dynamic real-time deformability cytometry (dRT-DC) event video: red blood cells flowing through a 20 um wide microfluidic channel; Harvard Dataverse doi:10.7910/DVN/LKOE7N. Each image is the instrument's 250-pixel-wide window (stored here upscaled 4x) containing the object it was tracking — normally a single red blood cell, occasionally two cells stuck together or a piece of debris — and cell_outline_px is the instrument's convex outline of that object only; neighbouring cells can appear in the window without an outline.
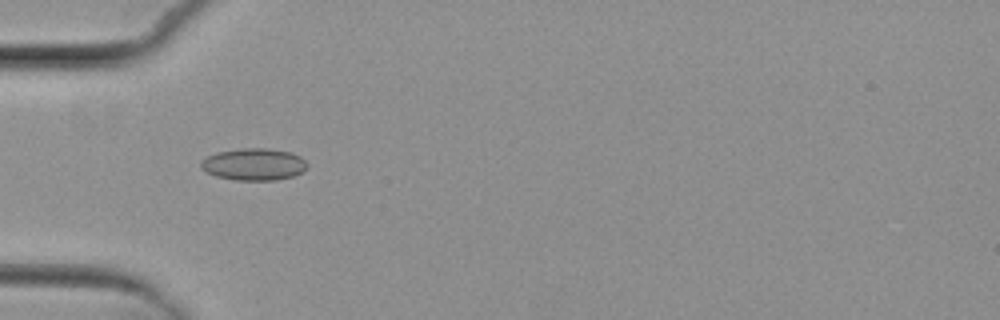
{"species": "common noctule bat (a hibernating species)", "species_latin": "Nyctalus noctula", "temperature_condition": "cold", "stored_images_in_passage": 5, "camera_frame_rate_fps": 3000, "um_per_image_px": 0.085, "animal": {"sex": "female", "body_mass_g": 29.2, "forearm_length_mm": 56.3}, "frame": {"image": 1, "passage_image": 4, "time_ms": 4.0, "image_size_px": [1000, 320], "cell_outline_px": [[308, 168], [304, 172], [292, 176], [276, 180], [236, 180], [216, 176], [200, 168], [200, 164], [208, 156], [216, 152], [240, 148], [268, 148], [292, 152], [300, 156], [308, 164]], "centroid_in_image_um": [21.62, 13.96], "position_along_channel_um": 63.4, "area_um2": 19.94}}
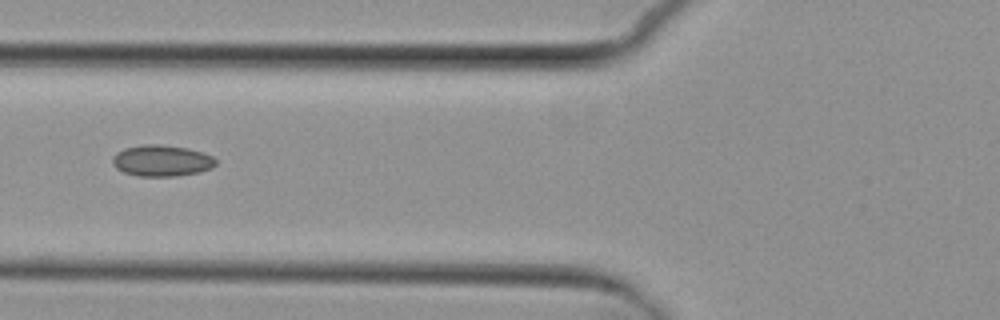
{"frame": {"image": 2, "passage_image": 5, "time_ms": 5.333, "image_size_px": [1000, 320], "cell_outline_px": [[216, 164], [212, 168], [200, 172], [176, 176], [136, 176], [124, 172], [116, 168], [112, 164], [112, 156], [116, 152], [124, 148], [144, 144], [160, 144], [188, 148], [204, 152], [212, 156], [216, 160]], "centroid_in_image_um": [13.74, 13.65], "position_along_channel_um": 112.1, "area_um2": 19.07}}